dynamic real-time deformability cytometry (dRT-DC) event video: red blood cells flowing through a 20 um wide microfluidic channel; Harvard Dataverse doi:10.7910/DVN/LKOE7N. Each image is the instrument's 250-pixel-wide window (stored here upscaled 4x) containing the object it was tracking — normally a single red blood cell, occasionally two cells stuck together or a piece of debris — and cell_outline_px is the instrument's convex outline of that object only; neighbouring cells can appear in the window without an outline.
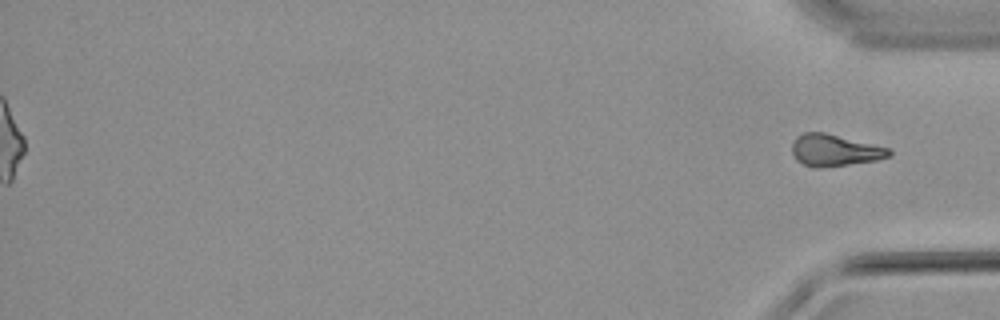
{"species": "common noctule bat (a hibernating species)", "species_latin": "Nyctalus noctula", "temperature_condition": "warm", "stored_images_in_passage": 59, "segment_of_instrument_passage": [2, 2], "camera_frame_rate_fps": 3000, "um_per_image_px": 0.085, "animal": {"sex": "male", "body_mass_g": 21.5, "forearm_length_mm": 52.0}, "frame": {"image": 1, "passage_image": 59, "time_ms": 19.333, "image_size_px": [1000, 320], "cell_outline_px": [[892, 156], [876, 160], [820, 168], [812, 168], [796, 160], [792, 152], [792, 144], [796, 136], [804, 132], [824, 132], [888, 148], [892, 152]], "centroid_in_image_um": [70.91, 12.78], "position_along_channel_um": 364.3, "area_um2": 17.86}}